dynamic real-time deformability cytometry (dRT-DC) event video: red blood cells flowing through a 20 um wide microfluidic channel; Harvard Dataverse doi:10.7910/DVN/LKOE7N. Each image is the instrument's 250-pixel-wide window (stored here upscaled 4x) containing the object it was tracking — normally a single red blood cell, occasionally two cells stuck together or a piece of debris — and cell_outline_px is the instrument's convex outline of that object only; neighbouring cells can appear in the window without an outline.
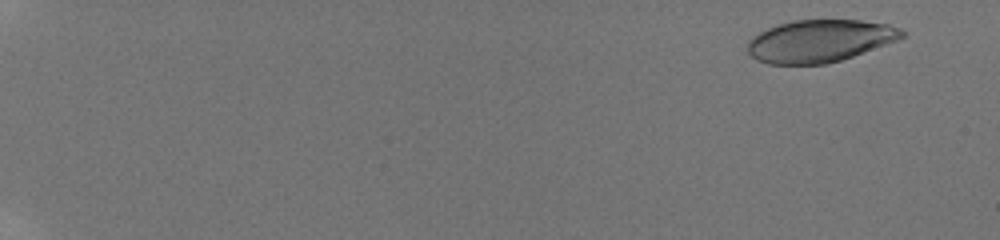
{"species": "human", "species_latin": "Homo sapiens", "temperature_condition": "room temperature", "stored_images_in_passage": 57, "camera_frame_rate_fps": 3000, "um_per_image_px": 0.085, "donor": {"sex": "male"}, "frame": {"image": 1, "passage_image": 5, "time_ms": 1.333, "image_size_px": [1000, 240], "cell_outline_px": [[904, 36], [896, 40], [852, 56], [840, 60], [824, 64], [768, 64], [756, 60], [748, 52], [748, 40], [752, 36], [776, 24], [792, 20], [860, 20], [888, 24], [900, 28], [904, 32]], "centroid_in_image_um": [69.63, 3.47], "position_along_channel_um": 15.4, "area_um2": 37.92}}
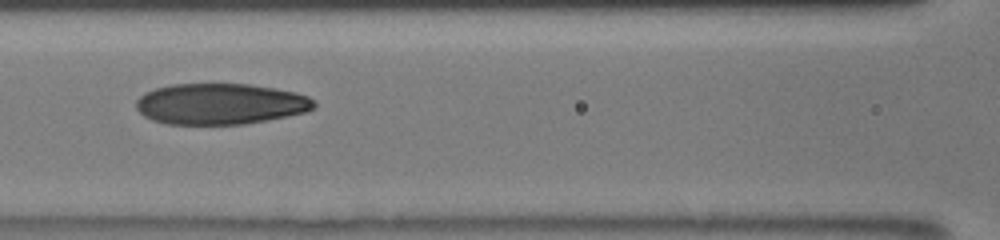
{"frame": {"image": 2, "passage_image": 31, "time_ms": 10.0, "image_size_px": [1000, 240], "cell_outline_px": [[316, 108], [304, 112], [288, 116], [268, 120], [244, 124], [168, 124], [152, 120], [144, 116], [136, 108], [136, 100], [144, 92], [156, 88], [172, 84], [248, 84], [276, 88], [296, 92], [308, 96], [316, 100]], "centroid_in_image_um": [18.75, 8.83], "position_along_channel_um": 147.8, "area_um2": 42.77}}
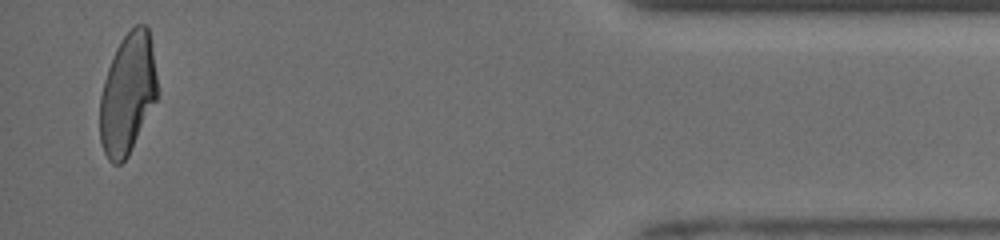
{"frame": {"image": 3, "passage_image": 56, "time_ms": 18.333, "image_size_px": [1000, 240], "cell_outline_px": [[160, 92], [128, 156], [120, 164], [112, 164], [108, 160], [104, 152], [100, 140], [100, 96], [104, 80], [108, 68], [116, 48], [120, 40], [136, 24], [144, 24], [148, 28], [152, 48]], "centroid_in_image_um": [10.86, 7.97], "position_along_channel_um": 424.3, "area_um2": 40.52}, "authors_computed_cell_mechanics": {"area_um2": 41.905, "velocity_mm_per_s": 3.9563, "shape_relaxation_time_tau1_ms": 6.48, "shape_relaxation_time_tau2_ms": 1.748, "deformation_change_tau1": 0.2194, "deformation_change_tau2": 0.0843}}